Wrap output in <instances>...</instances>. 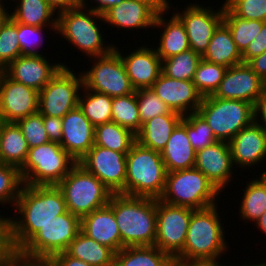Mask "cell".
<instances>
[{"label": "cell", "instance_id": "8fae6325", "mask_svg": "<svg viewBox=\"0 0 266 266\" xmlns=\"http://www.w3.org/2000/svg\"><path fill=\"white\" fill-rule=\"evenodd\" d=\"M90 66L82 70L83 87L110 97L127 96L135 92L120 55L109 54L88 59Z\"/></svg>", "mask_w": 266, "mask_h": 266}, {"label": "cell", "instance_id": "5bb4252c", "mask_svg": "<svg viewBox=\"0 0 266 266\" xmlns=\"http://www.w3.org/2000/svg\"><path fill=\"white\" fill-rule=\"evenodd\" d=\"M194 209L171 205L156 199V239L154 246L176 257L184 248L191 214Z\"/></svg>", "mask_w": 266, "mask_h": 266}, {"label": "cell", "instance_id": "6f0895ef", "mask_svg": "<svg viewBox=\"0 0 266 266\" xmlns=\"http://www.w3.org/2000/svg\"><path fill=\"white\" fill-rule=\"evenodd\" d=\"M148 5L156 14L171 10V0H136Z\"/></svg>", "mask_w": 266, "mask_h": 266}, {"label": "cell", "instance_id": "ab89813d", "mask_svg": "<svg viewBox=\"0 0 266 266\" xmlns=\"http://www.w3.org/2000/svg\"><path fill=\"white\" fill-rule=\"evenodd\" d=\"M227 67L201 59L192 82L203 97L213 95L221 83Z\"/></svg>", "mask_w": 266, "mask_h": 266}, {"label": "cell", "instance_id": "2e32d148", "mask_svg": "<svg viewBox=\"0 0 266 266\" xmlns=\"http://www.w3.org/2000/svg\"><path fill=\"white\" fill-rule=\"evenodd\" d=\"M212 96L247 101L256 107L266 97V82L247 63H241L227 68L224 78Z\"/></svg>", "mask_w": 266, "mask_h": 266}, {"label": "cell", "instance_id": "9f6ffc18", "mask_svg": "<svg viewBox=\"0 0 266 266\" xmlns=\"http://www.w3.org/2000/svg\"><path fill=\"white\" fill-rule=\"evenodd\" d=\"M49 6L57 13L80 6L81 0H46Z\"/></svg>", "mask_w": 266, "mask_h": 266}, {"label": "cell", "instance_id": "e0dca14e", "mask_svg": "<svg viewBox=\"0 0 266 266\" xmlns=\"http://www.w3.org/2000/svg\"><path fill=\"white\" fill-rule=\"evenodd\" d=\"M125 51L115 44L114 50L120 55L125 66L126 73L135 90L151 88L161 74L162 60L155 48L148 42ZM123 52V53H122ZM125 54V55H124Z\"/></svg>", "mask_w": 266, "mask_h": 266}, {"label": "cell", "instance_id": "c3c4849f", "mask_svg": "<svg viewBox=\"0 0 266 266\" xmlns=\"http://www.w3.org/2000/svg\"><path fill=\"white\" fill-rule=\"evenodd\" d=\"M5 212L3 215L0 211V263L8 262L17 253L12 241L11 215L5 216Z\"/></svg>", "mask_w": 266, "mask_h": 266}, {"label": "cell", "instance_id": "bcb514c9", "mask_svg": "<svg viewBox=\"0 0 266 266\" xmlns=\"http://www.w3.org/2000/svg\"><path fill=\"white\" fill-rule=\"evenodd\" d=\"M16 123L21 128L29 148L50 142L39 112L22 118Z\"/></svg>", "mask_w": 266, "mask_h": 266}, {"label": "cell", "instance_id": "484cf974", "mask_svg": "<svg viewBox=\"0 0 266 266\" xmlns=\"http://www.w3.org/2000/svg\"><path fill=\"white\" fill-rule=\"evenodd\" d=\"M81 231L98 243L111 248L115 253L121 250L120 231L114 212L108 204L83 216Z\"/></svg>", "mask_w": 266, "mask_h": 266}, {"label": "cell", "instance_id": "cb8c5ba5", "mask_svg": "<svg viewBox=\"0 0 266 266\" xmlns=\"http://www.w3.org/2000/svg\"><path fill=\"white\" fill-rule=\"evenodd\" d=\"M156 15L145 3L136 0H123L119 5L109 9L103 18L106 27L108 25L111 31L115 27L117 31L121 29L123 33L129 30L130 33L131 30L132 33H137L141 29H145L146 31L144 30L142 33H146L150 28L153 30Z\"/></svg>", "mask_w": 266, "mask_h": 266}, {"label": "cell", "instance_id": "d590c367", "mask_svg": "<svg viewBox=\"0 0 266 266\" xmlns=\"http://www.w3.org/2000/svg\"><path fill=\"white\" fill-rule=\"evenodd\" d=\"M170 256L156 246L124 247L114 257V266H165Z\"/></svg>", "mask_w": 266, "mask_h": 266}, {"label": "cell", "instance_id": "5b68a950", "mask_svg": "<svg viewBox=\"0 0 266 266\" xmlns=\"http://www.w3.org/2000/svg\"><path fill=\"white\" fill-rule=\"evenodd\" d=\"M166 177L161 154L135 142L126 154L125 195L159 199Z\"/></svg>", "mask_w": 266, "mask_h": 266}, {"label": "cell", "instance_id": "f5cc1de1", "mask_svg": "<svg viewBox=\"0 0 266 266\" xmlns=\"http://www.w3.org/2000/svg\"><path fill=\"white\" fill-rule=\"evenodd\" d=\"M5 266H52L49 259H33L20 255L18 252L5 263Z\"/></svg>", "mask_w": 266, "mask_h": 266}, {"label": "cell", "instance_id": "52a82bcc", "mask_svg": "<svg viewBox=\"0 0 266 266\" xmlns=\"http://www.w3.org/2000/svg\"><path fill=\"white\" fill-rule=\"evenodd\" d=\"M197 112L213 130L218 141L229 142L255 120L256 107L241 100L203 97Z\"/></svg>", "mask_w": 266, "mask_h": 266}, {"label": "cell", "instance_id": "7bdbcfd3", "mask_svg": "<svg viewBox=\"0 0 266 266\" xmlns=\"http://www.w3.org/2000/svg\"><path fill=\"white\" fill-rule=\"evenodd\" d=\"M48 29V30H47ZM57 26H30L17 22V38L20 44L21 55H43L44 37L47 39L45 33L53 31L56 34ZM47 30V31H46ZM46 31V32H45Z\"/></svg>", "mask_w": 266, "mask_h": 266}, {"label": "cell", "instance_id": "be15d7a7", "mask_svg": "<svg viewBox=\"0 0 266 266\" xmlns=\"http://www.w3.org/2000/svg\"><path fill=\"white\" fill-rule=\"evenodd\" d=\"M165 266H189V262L174 257L170 258V260L165 264Z\"/></svg>", "mask_w": 266, "mask_h": 266}, {"label": "cell", "instance_id": "44dd1931", "mask_svg": "<svg viewBox=\"0 0 266 266\" xmlns=\"http://www.w3.org/2000/svg\"><path fill=\"white\" fill-rule=\"evenodd\" d=\"M229 146L234 167L237 171L239 169V173L250 168L255 170L253 167H258L260 164L262 167V163L265 165L266 133L256 120L237 133L229 141Z\"/></svg>", "mask_w": 266, "mask_h": 266}, {"label": "cell", "instance_id": "9c48e42d", "mask_svg": "<svg viewBox=\"0 0 266 266\" xmlns=\"http://www.w3.org/2000/svg\"><path fill=\"white\" fill-rule=\"evenodd\" d=\"M57 186L63 192L67 211L80 218L107 205L113 195L96 176L78 163Z\"/></svg>", "mask_w": 266, "mask_h": 266}, {"label": "cell", "instance_id": "03108f58", "mask_svg": "<svg viewBox=\"0 0 266 266\" xmlns=\"http://www.w3.org/2000/svg\"><path fill=\"white\" fill-rule=\"evenodd\" d=\"M258 176H260L266 182V171L263 170V172H260V175Z\"/></svg>", "mask_w": 266, "mask_h": 266}, {"label": "cell", "instance_id": "74e56055", "mask_svg": "<svg viewBox=\"0 0 266 266\" xmlns=\"http://www.w3.org/2000/svg\"><path fill=\"white\" fill-rule=\"evenodd\" d=\"M201 59V55L189 49L162 60L161 71L164 75L173 79L192 81Z\"/></svg>", "mask_w": 266, "mask_h": 266}, {"label": "cell", "instance_id": "4fadbf2b", "mask_svg": "<svg viewBox=\"0 0 266 266\" xmlns=\"http://www.w3.org/2000/svg\"><path fill=\"white\" fill-rule=\"evenodd\" d=\"M221 3L220 7H213L212 4L204 6L198 0L185 4L183 10L180 8L181 11H177L179 8L173 7L171 3L173 13L185 26L190 49L201 56L206 52L214 31L223 22L224 3Z\"/></svg>", "mask_w": 266, "mask_h": 266}, {"label": "cell", "instance_id": "7c38bea8", "mask_svg": "<svg viewBox=\"0 0 266 266\" xmlns=\"http://www.w3.org/2000/svg\"><path fill=\"white\" fill-rule=\"evenodd\" d=\"M78 72L70 65L63 66L39 91L38 112L42 116L63 118L78 106L83 87L82 75Z\"/></svg>", "mask_w": 266, "mask_h": 266}, {"label": "cell", "instance_id": "277c9868", "mask_svg": "<svg viewBox=\"0 0 266 266\" xmlns=\"http://www.w3.org/2000/svg\"><path fill=\"white\" fill-rule=\"evenodd\" d=\"M104 18L81 5L57 14L56 34L88 59L109 54L115 42H107ZM103 23V24H102ZM103 25V28H102ZM107 42V43H106ZM111 43V44H110ZM113 43V44H112Z\"/></svg>", "mask_w": 266, "mask_h": 266}, {"label": "cell", "instance_id": "6da1fadb", "mask_svg": "<svg viewBox=\"0 0 266 266\" xmlns=\"http://www.w3.org/2000/svg\"><path fill=\"white\" fill-rule=\"evenodd\" d=\"M12 209V241L17 252L44 225L67 212L63 192L57 185L24 184Z\"/></svg>", "mask_w": 266, "mask_h": 266}, {"label": "cell", "instance_id": "60d3db41", "mask_svg": "<svg viewBox=\"0 0 266 266\" xmlns=\"http://www.w3.org/2000/svg\"><path fill=\"white\" fill-rule=\"evenodd\" d=\"M180 124L186 129L191 145L196 152L218 141L213 130L198 112L183 116Z\"/></svg>", "mask_w": 266, "mask_h": 266}, {"label": "cell", "instance_id": "4316f807", "mask_svg": "<svg viewBox=\"0 0 266 266\" xmlns=\"http://www.w3.org/2000/svg\"><path fill=\"white\" fill-rule=\"evenodd\" d=\"M160 154L167 172L194 168L196 151L191 145L186 129L180 123L172 131Z\"/></svg>", "mask_w": 266, "mask_h": 266}, {"label": "cell", "instance_id": "ee69618b", "mask_svg": "<svg viewBox=\"0 0 266 266\" xmlns=\"http://www.w3.org/2000/svg\"><path fill=\"white\" fill-rule=\"evenodd\" d=\"M23 185L18 167L0 163V206L14 208Z\"/></svg>", "mask_w": 266, "mask_h": 266}, {"label": "cell", "instance_id": "f546056e", "mask_svg": "<svg viewBox=\"0 0 266 266\" xmlns=\"http://www.w3.org/2000/svg\"><path fill=\"white\" fill-rule=\"evenodd\" d=\"M28 151L27 141L18 124L0 121V163L20 169L26 160Z\"/></svg>", "mask_w": 266, "mask_h": 266}, {"label": "cell", "instance_id": "e7e4bbea", "mask_svg": "<svg viewBox=\"0 0 266 266\" xmlns=\"http://www.w3.org/2000/svg\"><path fill=\"white\" fill-rule=\"evenodd\" d=\"M247 262H244V265H240L239 263H238V265H236L235 263H234V265L232 264V262L230 263V265H226V266H266V261L265 260H263L262 261V259H261V261H260V263L258 262L257 264H255V262L254 261H252V262H250L249 261V263L250 264H246ZM252 263H254V264H252Z\"/></svg>", "mask_w": 266, "mask_h": 266}, {"label": "cell", "instance_id": "b9f144b4", "mask_svg": "<svg viewBox=\"0 0 266 266\" xmlns=\"http://www.w3.org/2000/svg\"><path fill=\"white\" fill-rule=\"evenodd\" d=\"M21 56L17 38V22L9 15L0 23V71Z\"/></svg>", "mask_w": 266, "mask_h": 266}, {"label": "cell", "instance_id": "f6af8a7d", "mask_svg": "<svg viewBox=\"0 0 266 266\" xmlns=\"http://www.w3.org/2000/svg\"><path fill=\"white\" fill-rule=\"evenodd\" d=\"M135 93L141 124L159 115L179 114L171 111L151 88L135 90Z\"/></svg>", "mask_w": 266, "mask_h": 266}, {"label": "cell", "instance_id": "f1b7e54d", "mask_svg": "<svg viewBox=\"0 0 266 266\" xmlns=\"http://www.w3.org/2000/svg\"><path fill=\"white\" fill-rule=\"evenodd\" d=\"M10 1L12 3H9L10 6L8 4V9H10L8 10V15L15 22L37 27L57 26V13L49 6L46 0Z\"/></svg>", "mask_w": 266, "mask_h": 266}, {"label": "cell", "instance_id": "30bf717a", "mask_svg": "<svg viewBox=\"0 0 266 266\" xmlns=\"http://www.w3.org/2000/svg\"><path fill=\"white\" fill-rule=\"evenodd\" d=\"M81 231V218L67 211L44 225L19 251L27 258L50 259L65 252Z\"/></svg>", "mask_w": 266, "mask_h": 266}, {"label": "cell", "instance_id": "9a60e30c", "mask_svg": "<svg viewBox=\"0 0 266 266\" xmlns=\"http://www.w3.org/2000/svg\"><path fill=\"white\" fill-rule=\"evenodd\" d=\"M78 164L96 176L112 193L125 194L126 154L93 145Z\"/></svg>", "mask_w": 266, "mask_h": 266}, {"label": "cell", "instance_id": "d4e9b609", "mask_svg": "<svg viewBox=\"0 0 266 266\" xmlns=\"http://www.w3.org/2000/svg\"><path fill=\"white\" fill-rule=\"evenodd\" d=\"M170 11L156 15L154 27L160 30L159 44L152 45L161 60L178 55L190 49L186 29L181 20ZM169 13L171 16L167 15ZM169 17L168 19L165 17ZM166 18V19H165ZM157 28V29H156Z\"/></svg>", "mask_w": 266, "mask_h": 266}, {"label": "cell", "instance_id": "ac0fdd59", "mask_svg": "<svg viewBox=\"0 0 266 266\" xmlns=\"http://www.w3.org/2000/svg\"><path fill=\"white\" fill-rule=\"evenodd\" d=\"M39 91L0 71V121L17 122L38 112Z\"/></svg>", "mask_w": 266, "mask_h": 266}, {"label": "cell", "instance_id": "d6986e66", "mask_svg": "<svg viewBox=\"0 0 266 266\" xmlns=\"http://www.w3.org/2000/svg\"><path fill=\"white\" fill-rule=\"evenodd\" d=\"M194 167L200 170L223 196L225 188L232 186V182L236 184L233 178L236 179L234 175L238 171L234 167L229 142L217 141L198 150Z\"/></svg>", "mask_w": 266, "mask_h": 266}, {"label": "cell", "instance_id": "680465c9", "mask_svg": "<svg viewBox=\"0 0 266 266\" xmlns=\"http://www.w3.org/2000/svg\"><path fill=\"white\" fill-rule=\"evenodd\" d=\"M255 120L260 124L261 128L266 133V97L256 105Z\"/></svg>", "mask_w": 266, "mask_h": 266}, {"label": "cell", "instance_id": "94428289", "mask_svg": "<svg viewBox=\"0 0 266 266\" xmlns=\"http://www.w3.org/2000/svg\"><path fill=\"white\" fill-rule=\"evenodd\" d=\"M252 225L255 226L257 230L259 229V231L262 232V234L264 233L266 236V211Z\"/></svg>", "mask_w": 266, "mask_h": 266}, {"label": "cell", "instance_id": "11a10c76", "mask_svg": "<svg viewBox=\"0 0 266 266\" xmlns=\"http://www.w3.org/2000/svg\"><path fill=\"white\" fill-rule=\"evenodd\" d=\"M247 64L266 82V51L251 59Z\"/></svg>", "mask_w": 266, "mask_h": 266}, {"label": "cell", "instance_id": "91938a15", "mask_svg": "<svg viewBox=\"0 0 266 266\" xmlns=\"http://www.w3.org/2000/svg\"><path fill=\"white\" fill-rule=\"evenodd\" d=\"M189 266H226L225 263L222 264V261H191Z\"/></svg>", "mask_w": 266, "mask_h": 266}, {"label": "cell", "instance_id": "3957f363", "mask_svg": "<svg viewBox=\"0 0 266 266\" xmlns=\"http://www.w3.org/2000/svg\"><path fill=\"white\" fill-rule=\"evenodd\" d=\"M112 208L124 247L154 246L156 239V199L113 193Z\"/></svg>", "mask_w": 266, "mask_h": 266}, {"label": "cell", "instance_id": "d6a6232c", "mask_svg": "<svg viewBox=\"0 0 266 266\" xmlns=\"http://www.w3.org/2000/svg\"><path fill=\"white\" fill-rule=\"evenodd\" d=\"M258 175L252 180L243 182L246 186L242 188V195L239 204V221L254 224V222L261 217L266 211V182ZM247 182V183H246ZM246 222V223H245ZM253 222V223H252Z\"/></svg>", "mask_w": 266, "mask_h": 266}, {"label": "cell", "instance_id": "83f0119b", "mask_svg": "<svg viewBox=\"0 0 266 266\" xmlns=\"http://www.w3.org/2000/svg\"><path fill=\"white\" fill-rule=\"evenodd\" d=\"M182 118L181 114H166L149 119L136 133V142L161 153Z\"/></svg>", "mask_w": 266, "mask_h": 266}, {"label": "cell", "instance_id": "681fc988", "mask_svg": "<svg viewBox=\"0 0 266 266\" xmlns=\"http://www.w3.org/2000/svg\"><path fill=\"white\" fill-rule=\"evenodd\" d=\"M266 51V21L263 22V26L259 34L248 45L246 50L242 53L243 63H248L251 59L262 54Z\"/></svg>", "mask_w": 266, "mask_h": 266}, {"label": "cell", "instance_id": "1f68e13d", "mask_svg": "<svg viewBox=\"0 0 266 266\" xmlns=\"http://www.w3.org/2000/svg\"><path fill=\"white\" fill-rule=\"evenodd\" d=\"M65 252L90 266H114L115 252L88 237L82 231L71 241Z\"/></svg>", "mask_w": 266, "mask_h": 266}, {"label": "cell", "instance_id": "f35d334b", "mask_svg": "<svg viewBox=\"0 0 266 266\" xmlns=\"http://www.w3.org/2000/svg\"><path fill=\"white\" fill-rule=\"evenodd\" d=\"M112 121L136 134L141 128L136 93L113 97Z\"/></svg>", "mask_w": 266, "mask_h": 266}, {"label": "cell", "instance_id": "6125c7cd", "mask_svg": "<svg viewBox=\"0 0 266 266\" xmlns=\"http://www.w3.org/2000/svg\"><path fill=\"white\" fill-rule=\"evenodd\" d=\"M7 1L9 2V0H0V23L6 18V16L8 15V5H7ZM6 4H5V3Z\"/></svg>", "mask_w": 266, "mask_h": 266}, {"label": "cell", "instance_id": "ba28073f", "mask_svg": "<svg viewBox=\"0 0 266 266\" xmlns=\"http://www.w3.org/2000/svg\"><path fill=\"white\" fill-rule=\"evenodd\" d=\"M76 164L60 143L50 141L29 148L20 173L25 185H58Z\"/></svg>", "mask_w": 266, "mask_h": 266}, {"label": "cell", "instance_id": "f907efd6", "mask_svg": "<svg viewBox=\"0 0 266 266\" xmlns=\"http://www.w3.org/2000/svg\"><path fill=\"white\" fill-rule=\"evenodd\" d=\"M42 119L49 140L51 142L61 143L63 130L62 118L42 116Z\"/></svg>", "mask_w": 266, "mask_h": 266}, {"label": "cell", "instance_id": "db71d44e", "mask_svg": "<svg viewBox=\"0 0 266 266\" xmlns=\"http://www.w3.org/2000/svg\"><path fill=\"white\" fill-rule=\"evenodd\" d=\"M49 261L52 266H90L80 259L69 256L66 252H61L53 255Z\"/></svg>", "mask_w": 266, "mask_h": 266}, {"label": "cell", "instance_id": "7402d4cb", "mask_svg": "<svg viewBox=\"0 0 266 266\" xmlns=\"http://www.w3.org/2000/svg\"><path fill=\"white\" fill-rule=\"evenodd\" d=\"M151 90L170 108L182 116L197 112L203 96L189 80H177L162 72L153 83Z\"/></svg>", "mask_w": 266, "mask_h": 266}, {"label": "cell", "instance_id": "ffe728a7", "mask_svg": "<svg viewBox=\"0 0 266 266\" xmlns=\"http://www.w3.org/2000/svg\"><path fill=\"white\" fill-rule=\"evenodd\" d=\"M46 55H21L2 71L13 81L40 91L63 66L68 67L64 60L50 62Z\"/></svg>", "mask_w": 266, "mask_h": 266}, {"label": "cell", "instance_id": "8d00e7d4", "mask_svg": "<svg viewBox=\"0 0 266 266\" xmlns=\"http://www.w3.org/2000/svg\"><path fill=\"white\" fill-rule=\"evenodd\" d=\"M223 23L229 28L233 40L241 54L259 34L263 26L262 21L247 20L235 16L225 5Z\"/></svg>", "mask_w": 266, "mask_h": 266}, {"label": "cell", "instance_id": "603a6c76", "mask_svg": "<svg viewBox=\"0 0 266 266\" xmlns=\"http://www.w3.org/2000/svg\"><path fill=\"white\" fill-rule=\"evenodd\" d=\"M62 148L78 163L93 147L95 126L86 118L79 106L62 118Z\"/></svg>", "mask_w": 266, "mask_h": 266}, {"label": "cell", "instance_id": "7a4b0ae2", "mask_svg": "<svg viewBox=\"0 0 266 266\" xmlns=\"http://www.w3.org/2000/svg\"><path fill=\"white\" fill-rule=\"evenodd\" d=\"M218 205L192 212L184 248L175 258L188 262L217 261L229 254L227 228L224 229Z\"/></svg>", "mask_w": 266, "mask_h": 266}, {"label": "cell", "instance_id": "4dcf8cb0", "mask_svg": "<svg viewBox=\"0 0 266 266\" xmlns=\"http://www.w3.org/2000/svg\"><path fill=\"white\" fill-rule=\"evenodd\" d=\"M202 59L227 68L243 63L229 28L222 22L214 31Z\"/></svg>", "mask_w": 266, "mask_h": 266}, {"label": "cell", "instance_id": "e575fe53", "mask_svg": "<svg viewBox=\"0 0 266 266\" xmlns=\"http://www.w3.org/2000/svg\"><path fill=\"white\" fill-rule=\"evenodd\" d=\"M112 99L113 97L104 93L82 87L78 106L86 118L96 127L112 121Z\"/></svg>", "mask_w": 266, "mask_h": 266}, {"label": "cell", "instance_id": "816d5d0a", "mask_svg": "<svg viewBox=\"0 0 266 266\" xmlns=\"http://www.w3.org/2000/svg\"><path fill=\"white\" fill-rule=\"evenodd\" d=\"M122 2L123 0H81L80 5L83 8L93 10L103 16L109 9L113 8L116 5H119Z\"/></svg>", "mask_w": 266, "mask_h": 266}, {"label": "cell", "instance_id": "836d02e7", "mask_svg": "<svg viewBox=\"0 0 266 266\" xmlns=\"http://www.w3.org/2000/svg\"><path fill=\"white\" fill-rule=\"evenodd\" d=\"M136 142V134L110 121L95 127L94 145L127 154Z\"/></svg>", "mask_w": 266, "mask_h": 266}, {"label": "cell", "instance_id": "8992f818", "mask_svg": "<svg viewBox=\"0 0 266 266\" xmlns=\"http://www.w3.org/2000/svg\"><path fill=\"white\" fill-rule=\"evenodd\" d=\"M221 192L198 169L167 172L165 189L159 200L177 206L201 210L216 204Z\"/></svg>", "mask_w": 266, "mask_h": 266}, {"label": "cell", "instance_id": "7dc6e473", "mask_svg": "<svg viewBox=\"0 0 266 266\" xmlns=\"http://www.w3.org/2000/svg\"><path fill=\"white\" fill-rule=\"evenodd\" d=\"M223 2L235 16L247 20L266 21V0H224Z\"/></svg>", "mask_w": 266, "mask_h": 266}]
</instances>
